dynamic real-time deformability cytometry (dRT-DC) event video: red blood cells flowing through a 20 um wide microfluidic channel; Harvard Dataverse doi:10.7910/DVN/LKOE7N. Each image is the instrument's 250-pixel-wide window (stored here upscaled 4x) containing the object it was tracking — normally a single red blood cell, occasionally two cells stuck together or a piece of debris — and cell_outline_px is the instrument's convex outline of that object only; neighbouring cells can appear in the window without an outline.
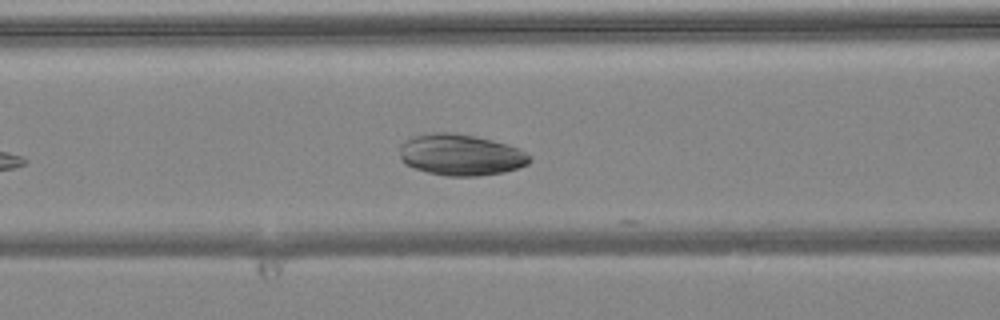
{"species": "common noctule bat (a hibernating species)", "species_latin": "Nyctalus noctula", "temperature_condition": "warm", "stored_images_in_passage": 5, "camera_frame_rate_fps": 3000, "um_per_image_px": 0.085, "animal": {"sex": "female", "body_mass_g": 24.6, "forearm_length_mm": 56.2}, "frame": {"image": 1, "passage_image": 5, "time_ms": 1.333, "image_size_px": [1000, 320], "cell_outline_px": [[532, 160], [528, 164], [504, 172], [476, 176], [448, 176], [428, 172], [404, 164], [400, 156], [400, 144], [404, 140], [412, 136], [436, 132], [452, 132], [492, 140], [508, 144], [520, 148], [532, 156]], "centroid_in_image_um": [39.17, 13.15], "position_along_channel_um": 127.4, "area_um2": 31.39}}